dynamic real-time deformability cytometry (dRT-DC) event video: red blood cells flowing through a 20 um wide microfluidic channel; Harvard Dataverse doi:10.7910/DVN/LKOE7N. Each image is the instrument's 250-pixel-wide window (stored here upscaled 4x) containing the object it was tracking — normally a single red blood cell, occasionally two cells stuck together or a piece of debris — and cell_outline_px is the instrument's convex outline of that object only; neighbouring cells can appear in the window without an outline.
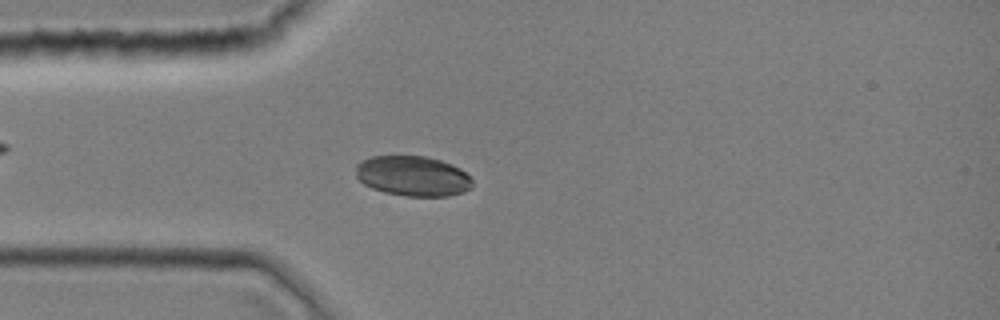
{"species": "common noctule bat (a hibernating species)", "species_latin": "Nyctalus noctula", "temperature_condition": "room temperature", "stored_images_in_passage": 43, "camera_frame_rate_fps": 3000, "um_per_image_px": 0.085, "animal": {"sex": "female", "body_mass_g": 19.0, "forearm_length_mm": 51.5}, "frame": {"image": 1, "passage_image": 11, "time_ms": 3.333, "image_size_px": [1000, 320], "cell_outline_px": [[472, 188], [464, 192], [448, 196], [404, 196], [384, 192], [372, 188], [364, 184], [356, 176], [356, 164], [360, 160], [372, 156], [428, 156], [452, 164], [460, 168], [472, 180]], "centroid_in_image_um": [35.08, 14.96], "position_along_channel_um": 49.9, "area_um2": 27.46}}
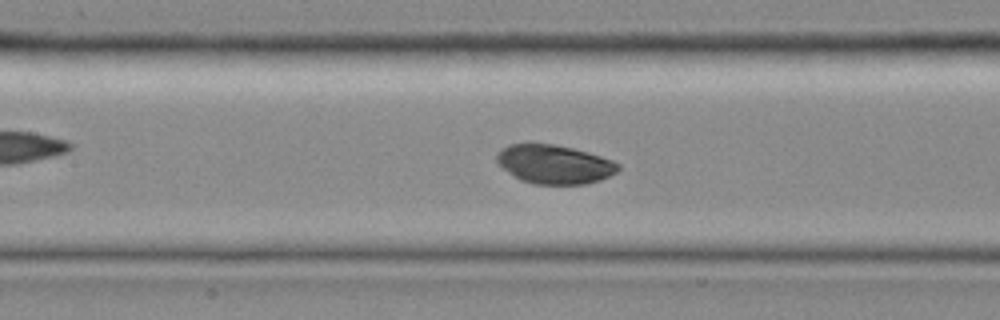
{"frame": {"image": 2, "passage_image": 19, "time_ms": 6.0, "image_size_px": [1000, 320], "cell_outline_px": [[620, 168], [616, 172], [600, 180], [584, 184], [532, 184], [520, 180], [504, 168], [496, 160], [496, 152], [500, 148], [508, 144], [528, 140], [532, 140], [556, 144], [588, 152], [612, 160], [620, 164]], "centroid_in_image_um": [47.06, 13.91], "position_along_channel_um": 160.3, "area_um2": 28.21}}
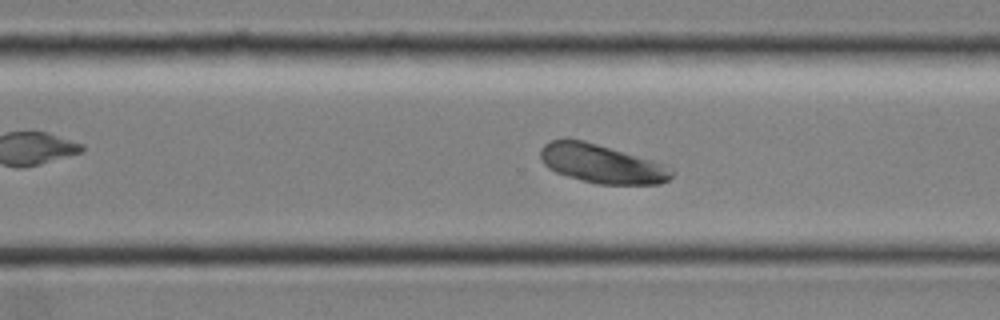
{"frame": {"image": 3, "passage_image": 30, "time_ms": 9.667, "image_size_px": [1000, 320], "cell_outline_px": [[676, 172], [668, 180], [660, 184], [596, 184], [568, 176], [556, 172], [548, 168], [540, 160], [540, 148], [544, 144], [552, 140], [568, 136], [584, 140], [668, 164]], "centroid_in_image_um": [51.15, 13.89], "position_along_channel_um": 319.4, "area_um2": 30.29}}